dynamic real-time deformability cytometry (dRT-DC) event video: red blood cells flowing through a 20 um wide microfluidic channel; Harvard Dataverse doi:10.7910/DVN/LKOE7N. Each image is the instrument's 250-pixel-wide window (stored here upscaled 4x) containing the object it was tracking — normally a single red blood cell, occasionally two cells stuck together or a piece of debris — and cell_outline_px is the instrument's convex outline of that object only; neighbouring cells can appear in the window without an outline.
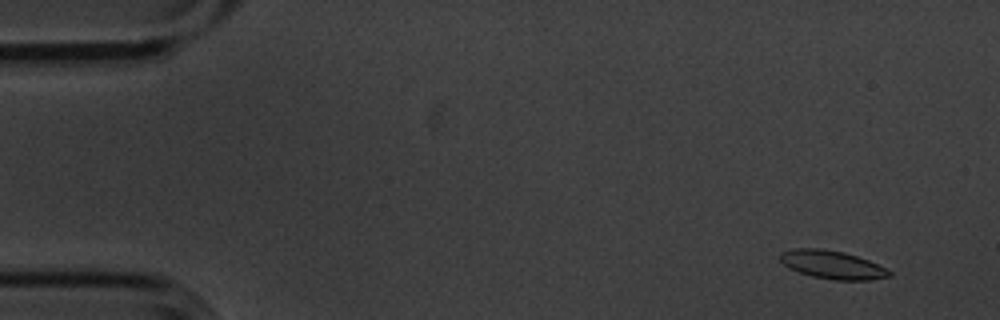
{"species": "common noctule bat (a hibernating species)", "species_latin": "Nyctalus noctula", "temperature_condition": "cold", "stored_images_in_passage": 6, "camera_frame_rate_fps": 3000, "um_per_image_px": 0.085, "animal": {"sex": "male", "body_mass_g": 20.1, "forearm_length_mm": 53.5}, "frame": {"image": 1, "passage_image": 2, "time_ms": 0.333, "image_size_px": [1000, 320], "cell_outline_px": [[892, 276], [868, 280], [832, 280], [812, 276], [788, 268], [780, 260], [780, 252], [792, 248], [820, 248], [844, 252], [868, 260], [892, 272]], "centroid_in_image_um": [70.71, 22.5], "position_along_channel_um": 14.3, "area_um2": 17.92}}